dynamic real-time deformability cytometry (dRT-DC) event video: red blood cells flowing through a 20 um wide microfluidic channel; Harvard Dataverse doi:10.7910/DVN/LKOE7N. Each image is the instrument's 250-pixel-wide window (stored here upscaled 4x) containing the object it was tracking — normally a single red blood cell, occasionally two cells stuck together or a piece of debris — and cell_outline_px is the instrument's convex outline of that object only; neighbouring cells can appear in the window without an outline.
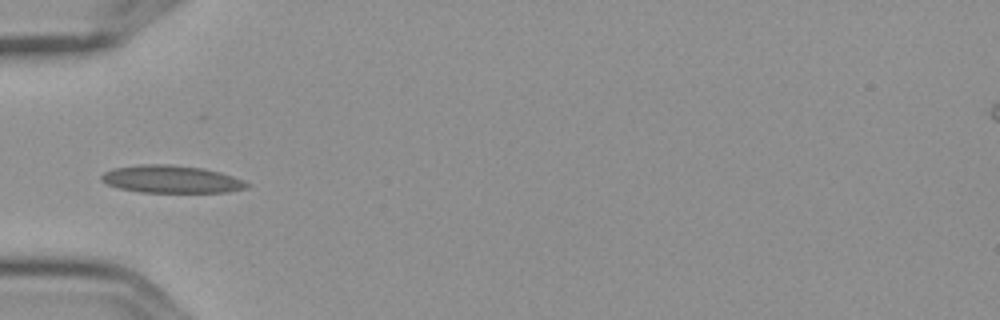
{"species": "Egyptian fruit bat (a non-hibernating species)", "species_latin": "Rousettus aegyptiacus", "temperature_condition": "cold", "stored_images_in_passage": 5, "camera_frame_rate_fps": 3000, "um_per_image_px": 0.085, "frame": {"image": 1, "passage_image": 1, "time_ms": 0.0, "image_size_px": [1000, 320], "cell_outline_px": [[252, 184], [248, 188], [228, 192], [140, 192], [120, 188], [108, 184], [100, 180], [100, 176], [104, 172], [112, 168], [140, 164], [168, 164], [204, 168], [220, 172], [244, 180]], "centroid_in_image_um": [14.58, 15.23], "position_along_channel_um": 70.4, "area_um2": 23.52}}
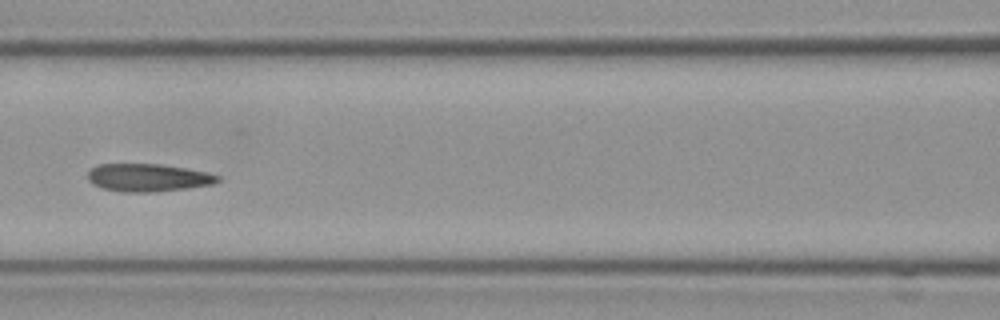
{"frame": {"image": 2, "passage_image": 3, "time_ms": 0.667, "image_size_px": [1000, 320], "cell_outline_px": [[220, 180], [212, 184], [188, 188], [156, 192], [124, 192], [104, 188], [92, 184], [88, 180], [88, 172], [92, 168], [100, 164], [160, 164], [208, 172], [220, 176]], "centroid_in_image_um": [12.59, 15.1], "position_along_channel_um": 154.0, "area_um2": 20.98}}
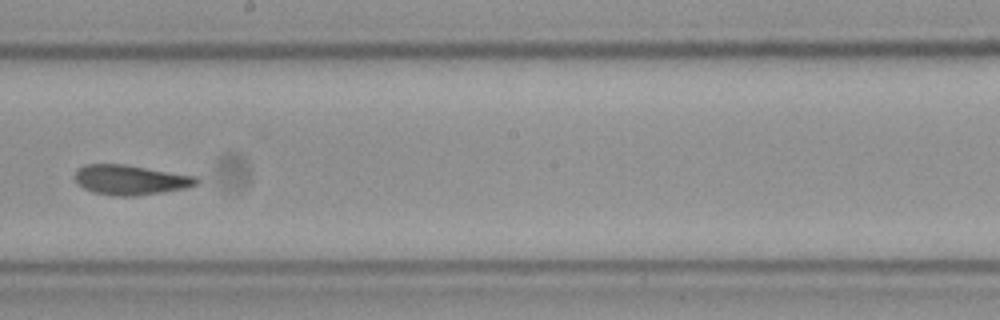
{"frame": {"image": 3, "passage_image": 5, "time_ms": 1.333, "image_size_px": [1000, 320], "cell_outline_px": [[200, 180], [196, 184], [184, 188], [136, 196], [112, 196], [92, 192], [84, 188], [72, 176], [76, 168], [84, 164], [124, 164], [196, 176]], "centroid_in_image_um": [11.02, 15.28], "position_along_channel_um": 237.2, "area_um2": 21.21}}